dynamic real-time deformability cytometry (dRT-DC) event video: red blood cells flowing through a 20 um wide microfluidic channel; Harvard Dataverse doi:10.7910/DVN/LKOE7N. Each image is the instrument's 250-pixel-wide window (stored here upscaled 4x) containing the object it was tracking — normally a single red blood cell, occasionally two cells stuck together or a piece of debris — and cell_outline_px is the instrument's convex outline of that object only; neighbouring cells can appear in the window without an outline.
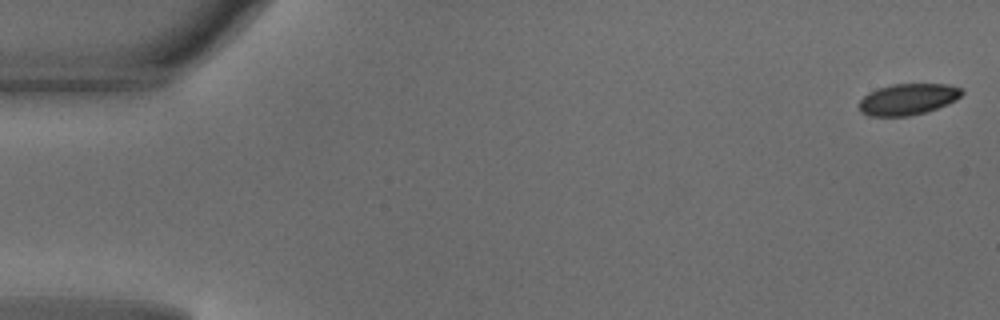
{"species": "common noctule bat (a hibernating species)", "species_latin": "Nyctalus noctula", "temperature_condition": "warm", "stored_images_in_passage": 49, "camera_frame_rate_fps": 3000, "um_per_image_px": 0.085, "animal": {"sex": "male", "body_mass_g": 18.8}, "frame": {"image": 1, "passage_image": 1, "time_ms": 0.0, "image_size_px": [1000, 320], "cell_outline_px": [[964, 92], [956, 100], [948, 104], [928, 112], [908, 116], [868, 116], [860, 112], [860, 100], [868, 92], [876, 88], [892, 84], [948, 84], [960, 88]], "centroid_in_image_um": [77.17, 8.44], "position_along_channel_um": 7.8, "area_um2": 18.9}}
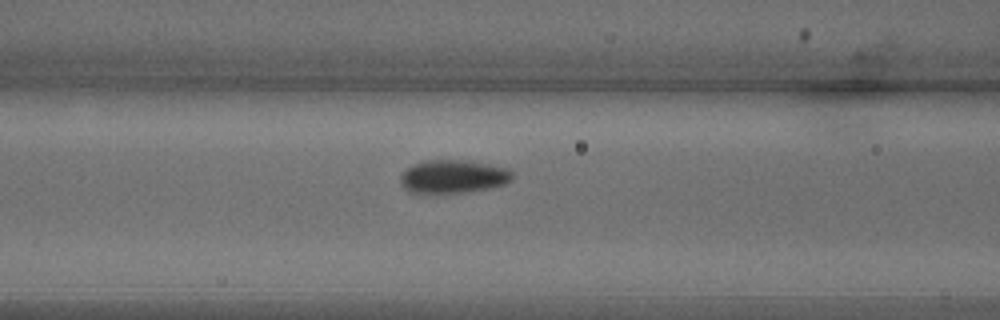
{"frame": {"image": 2, "passage_image": 20, "time_ms": 6.333, "image_size_px": [1000, 320], "cell_outline_px": [[512, 180], [504, 184], [488, 188], [468, 192], [408, 192], [400, 184], [400, 176], [408, 168], [416, 164], [428, 160], [468, 160], [508, 168], [512, 172]], "centroid_in_image_um": [38.54, 15.0], "position_along_channel_um": 128.1, "area_um2": 21.44}}
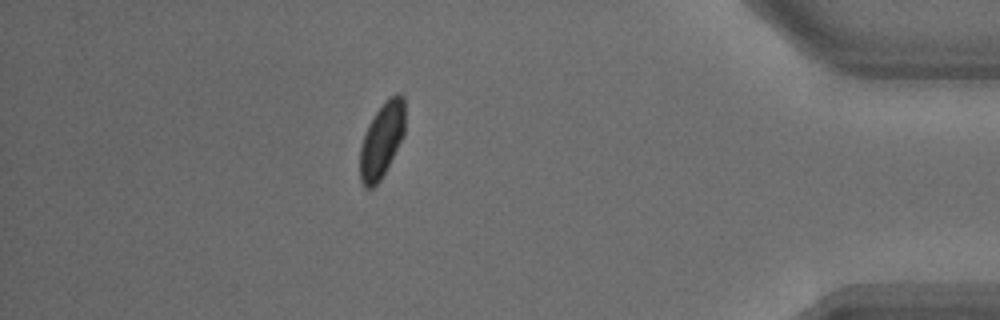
{"frame": {"image": 3, "passage_image": 43, "time_ms": 14.0, "image_size_px": [1000, 320], "cell_outline_px": [[404, 132], [380, 180], [372, 188], [364, 188], [360, 180], [360, 144], [368, 124], [376, 112], [388, 96], [396, 92], [400, 92], [404, 96]], "centroid_in_image_um": [32.43, 11.86], "position_along_channel_um": 402.8, "area_um2": 19.48}, "authors_computed_cell_mechanics": {"area_um2": 20.7502, "velocity_mm_per_s": 4.1326, "shape_relaxation_time_tau1_ms": 2.9794, "shape_relaxation_time_tau2_ms": null, "deformation_change_tau1": 0.0969, "deformation_change_tau2": null}}